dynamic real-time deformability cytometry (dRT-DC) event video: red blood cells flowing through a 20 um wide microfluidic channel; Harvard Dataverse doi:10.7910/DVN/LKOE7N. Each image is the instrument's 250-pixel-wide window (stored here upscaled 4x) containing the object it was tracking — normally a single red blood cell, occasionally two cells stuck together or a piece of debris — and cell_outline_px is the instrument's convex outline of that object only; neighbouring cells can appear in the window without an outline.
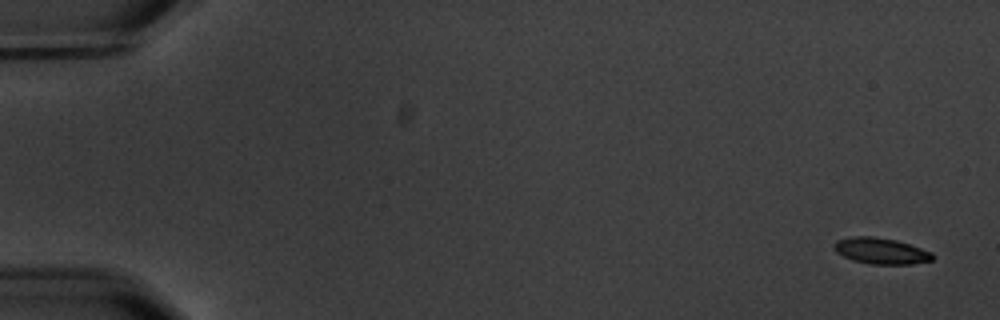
{"species": "common noctule bat (a hibernating species)", "species_latin": "Nyctalus noctula", "temperature_condition": "warm", "stored_images_in_passage": 5, "camera_frame_rate_fps": 3000, "um_per_image_px": 0.085, "animal": {"sex": "male", "body_mass_g": 20.1, "forearm_length_mm": 53.5}, "frame": {"image": 1, "passage_image": 1, "time_ms": 0.0, "image_size_px": [1000, 320], "cell_outline_px": [[936, 256], [932, 260], [912, 264], [872, 264], [852, 260], [836, 252], [832, 244], [836, 240], [856, 236], [872, 236], [896, 240], [932, 252]], "centroid_in_image_um": [74.88, 21.33], "position_along_channel_um": 10.1, "area_um2": 14.97}}